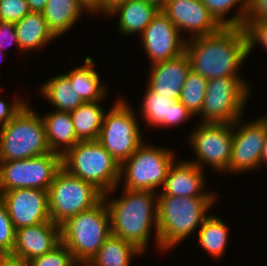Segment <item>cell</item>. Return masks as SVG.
Wrapping results in <instances>:
<instances>
[{
  "instance_id": "23",
  "label": "cell",
  "mask_w": 267,
  "mask_h": 266,
  "mask_svg": "<svg viewBox=\"0 0 267 266\" xmlns=\"http://www.w3.org/2000/svg\"><path fill=\"white\" fill-rule=\"evenodd\" d=\"M84 10L87 9L79 0H47L42 15L57 38L76 23Z\"/></svg>"
},
{
  "instance_id": "13",
  "label": "cell",
  "mask_w": 267,
  "mask_h": 266,
  "mask_svg": "<svg viewBox=\"0 0 267 266\" xmlns=\"http://www.w3.org/2000/svg\"><path fill=\"white\" fill-rule=\"evenodd\" d=\"M241 123V118L233 123L232 152L227 172L239 173L261 167V152L267 135V120L263 116L247 124ZM235 128H237L236 131Z\"/></svg>"
},
{
  "instance_id": "2",
  "label": "cell",
  "mask_w": 267,
  "mask_h": 266,
  "mask_svg": "<svg viewBox=\"0 0 267 266\" xmlns=\"http://www.w3.org/2000/svg\"><path fill=\"white\" fill-rule=\"evenodd\" d=\"M156 194L152 191L125 189L122 197H116L110 202L108 195L103 196L110 214L111 233L133 243L142 252L146 251L150 241L152 224L155 244L159 248Z\"/></svg>"
},
{
  "instance_id": "44",
  "label": "cell",
  "mask_w": 267,
  "mask_h": 266,
  "mask_svg": "<svg viewBox=\"0 0 267 266\" xmlns=\"http://www.w3.org/2000/svg\"><path fill=\"white\" fill-rule=\"evenodd\" d=\"M150 3L157 5L158 7L162 8L166 0H144Z\"/></svg>"
},
{
  "instance_id": "9",
  "label": "cell",
  "mask_w": 267,
  "mask_h": 266,
  "mask_svg": "<svg viewBox=\"0 0 267 266\" xmlns=\"http://www.w3.org/2000/svg\"><path fill=\"white\" fill-rule=\"evenodd\" d=\"M127 101L117 99L104 115L98 141L121 164L143 144L138 118Z\"/></svg>"
},
{
  "instance_id": "15",
  "label": "cell",
  "mask_w": 267,
  "mask_h": 266,
  "mask_svg": "<svg viewBox=\"0 0 267 266\" xmlns=\"http://www.w3.org/2000/svg\"><path fill=\"white\" fill-rule=\"evenodd\" d=\"M169 18L160 10L141 34L144 50L151 65L185 53L186 40Z\"/></svg>"
},
{
  "instance_id": "32",
  "label": "cell",
  "mask_w": 267,
  "mask_h": 266,
  "mask_svg": "<svg viewBox=\"0 0 267 266\" xmlns=\"http://www.w3.org/2000/svg\"><path fill=\"white\" fill-rule=\"evenodd\" d=\"M31 266H77L68 248L60 243L52 251L30 261Z\"/></svg>"
},
{
  "instance_id": "34",
  "label": "cell",
  "mask_w": 267,
  "mask_h": 266,
  "mask_svg": "<svg viewBox=\"0 0 267 266\" xmlns=\"http://www.w3.org/2000/svg\"><path fill=\"white\" fill-rule=\"evenodd\" d=\"M30 12L26 0L0 1V21L15 23L23 19Z\"/></svg>"
},
{
  "instance_id": "4",
  "label": "cell",
  "mask_w": 267,
  "mask_h": 266,
  "mask_svg": "<svg viewBox=\"0 0 267 266\" xmlns=\"http://www.w3.org/2000/svg\"><path fill=\"white\" fill-rule=\"evenodd\" d=\"M62 168L108 196L120 182V164L98 140L77 142L62 155Z\"/></svg>"
},
{
  "instance_id": "29",
  "label": "cell",
  "mask_w": 267,
  "mask_h": 266,
  "mask_svg": "<svg viewBox=\"0 0 267 266\" xmlns=\"http://www.w3.org/2000/svg\"><path fill=\"white\" fill-rule=\"evenodd\" d=\"M198 241L200 246L213 258H221L228 244V228L219 217L208 215L199 226Z\"/></svg>"
},
{
  "instance_id": "5",
  "label": "cell",
  "mask_w": 267,
  "mask_h": 266,
  "mask_svg": "<svg viewBox=\"0 0 267 266\" xmlns=\"http://www.w3.org/2000/svg\"><path fill=\"white\" fill-rule=\"evenodd\" d=\"M110 234V214L104 199L60 225L61 243L78 264L89 263Z\"/></svg>"
},
{
  "instance_id": "16",
  "label": "cell",
  "mask_w": 267,
  "mask_h": 266,
  "mask_svg": "<svg viewBox=\"0 0 267 266\" xmlns=\"http://www.w3.org/2000/svg\"><path fill=\"white\" fill-rule=\"evenodd\" d=\"M161 11L180 33L190 32L191 38L212 35L223 28L201 0H166Z\"/></svg>"
},
{
  "instance_id": "36",
  "label": "cell",
  "mask_w": 267,
  "mask_h": 266,
  "mask_svg": "<svg viewBox=\"0 0 267 266\" xmlns=\"http://www.w3.org/2000/svg\"><path fill=\"white\" fill-rule=\"evenodd\" d=\"M261 20H267V0H248V9L243 28L251 21Z\"/></svg>"
},
{
  "instance_id": "42",
  "label": "cell",
  "mask_w": 267,
  "mask_h": 266,
  "mask_svg": "<svg viewBox=\"0 0 267 266\" xmlns=\"http://www.w3.org/2000/svg\"><path fill=\"white\" fill-rule=\"evenodd\" d=\"M84 7L87 9V12H93L95 14L99 13V0H79Z\"/></svg>"
},
{
  "instance_id": "14",
  "label": "cell",
  "mask_w": 267,
  "mask_h": 266,
  "mask_svg": "<svg viewBox=\"0 0 267 266\" xmlns=\"http://www.w3.org/2000/svg\"><path fill=\"white\" fill-rule=\"evenodd\" d=\"M9 217L17 230L50 221L48 191L41 189H13L0 193Z\"/></svg>"
},
{
  "instance_id": "24",
  "label": "cell",
  "mask_w": 267,
  "mask_h": 266,
  "mask_svg": "<svg viewBox=\"0 0 267 266\" xmlns=\"http://www.w3.org/2000/svg\"><path fill=\"white\" fill-rule=\"evenodd\" d=\"M14 24L21 52L42 49L56 38L48 29L42 12H30Z\"/></svg>"
},
{
  "instance_id": "33",
  "label": "cell",
  "mask_w": 267,
  "mask_h": 266,
  "mask_svg": "<svg viewBox=\"0 0 267 266\" xmlns=\"http://www.w3.org/2000/svg\"><path fill=\"white\" fill-rule=\"evenodd\" d=\"M16 229L9 217L5 203L0 198V250L12 254L15 245Z\"/></svg>"
},
{
  "instance_id": "21",
  "label": "cell",
  "mask_w": 267,
  "mask_h": 266,
  "mask_svg": "<svg viewBox=\"0 0 267 266\" xmlns=\"http://www.w3.org/2000/svg\"><path fill=\"white\" fill-rule=\"evenodd\" d=\"M160 10L157 5L144 0H127L113 8L107 16L119 15L118 30L122 35L142 34Z\"/></svg>"
},
{
  "instance_id": "35",
  "label": "cell",
  "mask_w": 267,
  "mask_h": 266,
  "mask_svg": "<svg viewBox=\"0 0 267 266\" xmlns=\"http://www.w3.org/2000/svg\"><path fill=\"white\" fill-rule=\"evenodd\" d=\"M244 29L247 36L248 55L257 44H261L267 50V20L251 21Z\"/></svg>"
},
{
  "instance_id": "18",
  "label": "cell",
  "mask_w": 267,
  "mask_h": 266,
  "mask_svg": "<svg viewBox=\"0 0 267 266\" xmlns=\"http://www.w3.org/2000/svg\"><path fill=\"white\" fill-rule=\"evenodd\" d=\"M148 87L157 95L168 96L179 100L180 92L191 69L190 60L186 53L150 65Z\"/></svg>"
},
{
  "instance_id": "1",
  "label": "cell",
  "mask_w": 267,
  "mask_h": 266,
  "mask_svg": "<svg viewBox=\"0 0 267 266\" xmlns=\"http://www.w3.org/2000/svg\"><path fill=\"white\" fill-rule=\"evenodd\" d=\"M185 53L191 69L206 80L240 77V65L248 56L246 31L243 27H223L219 32L189 38Z\"/></svg>"
},
{
  "instance_id": "38",
  "label": "cell",
  "mask_w": 267,
  "mask_h": 266,
  "mask_svg": "<svg viewBox=\"0 0 267 266\" xmlns=\"http://www.w3.org/2000/svg\"><path fill=\"white\" fill-rule=\"evenodd\" d=\"M14 42L18 49H20L15 24L13 22L0 21V49L3 51L5 47Z\"/></svg>"
},
{
  "instance_id": "10",
  "label": "cell",
  "mask_w": 267,
  "mask_h": 266,
  "mask_svg": "<svg viewBox=\"0 0 267 266\" xmlns=\"http://www.w3.org/2000/svg\"><path fill=\"white\" fill-rule=\"evenodd\" d=\"M249 85L241 77L210 79L200 115L202 123H234L242 118L250 95Z\"/></svg>"
},
{
  "instance_id": "41",
  "label": "cell",
  "mask_w": 267,
  "mask_h": 266,
  "mask_svg": "<svg viewBox=\"0 0 267 266\" xmlns=\"http://www.w3.org/2000/svg\"><path fill=\"white\" fill-rule=\"evenodd\" d=\"M31 12H42L47 0H26Z\"/></svg>"
},
{
  "instance_id": "37",
  "label": "cell",
  "mask_w": 267,
  "mask_h": 266,
  "mask_svg": "<svg viewBox=\"0 0 267 266\" xmlns=\"http://www.w3.org/2000/svg\"><path fill=\"white\" fill-rule=\"evenodd\" d=\"M26 102L21 98L16 99L12 104L0 100V125L1 127L11 121L25 106Z\"/></svg>"
},
{
  "instance_id": "20",
  "label": "cell",
  "mask_w": 267,
  "mask_h": 266,
  "mask_svg": "<svg viewBox=\"0 0 267 266\" xmlns=\"http://www.w3.org/2000/svg\"><path fill=\"white\" fill-rule=\"evenodd\" d=\"M142 102L141 116L149 126L175 127L194 116L179 100L157 95L148 86Z\"/></svg>"
},
{
  "instance_id": "28",
  "label": "cell",
  "mask_w": 267,
  "mask_h": 266,
  "mask_svg": "<svg viewBox=\"0 0 267 266\" xmlns=\"http://www.w3.org/2000/svg\"><path fill=\"white\" fill-rule=\"evenodd\" d=\"M45 99L57 108V111L71 112L84 101L72 88L69 77L66 74L57 75L40 86Z\"/></svg>"
},
{
  "instance_id": "40",
  "label": "cell",
  "mask_w": 267,
  "mask_h": 266,
  "mask_svg": "<svg viewBox=\"0 0 267 266\" xmlns=\"http://www.w3.org/2000/svg\"><path fill=\"white\" fill-rule=\"evenodd\" d=\"M127 0H99V12L108 14L117 5L125 3Z\"/></svg>"
},
{
  "instance_id": "25",
  "label": "cell",
  "mask_w": 267,
  "mask_h": 266,
  "mask_svg": "<svg viewBox=\"0 0 267 266\" xmlns=\"http://www.w3.org/2000/svg\"><path fill=\"white\" fill-rule=\"evenodd\" d=\"M94 62L90 56L85 58V64L66 72L72 88L84 102L102 101L106 95V87L101 84L99 73L94 69Z\"/></svg>"
},
{
  "instance_id": "22",
  "label": "cell",
  "mask_w": 267,
  "mask_h": 266,
  "mask_svg": "<svg viewBox=\"0 0 267 266\" xmlns=\"http://www.w3.org/2000/svg\"><path fill=\"white\" fill-rule=\"evenodd\" d=\"M41 118L51 152L63 155L80 141L76 136L70 112L56 110Z\"/></svg>"
},
{
  "instance_id": "3",
  "label": "cell",
  "mask_w": 267,
  "mask_h": 266,
  "mask_svg": "<svg viewBox=\"0 0 267 266\" xmlns=\"http://www.w3.org/2000/svg\"><path fill=\"white\" fill-rule=\"evenodd\" d=\"M160 251H168L193 233L208 217L216 197L157 196Z\"/></svg>"
},
{
  "instance_id": "31",
  "label": "cell",
  "mask_w": 267,
  "mask_h": 266,
  "mask_svg": "<svg viewBox=\"0 0 267 266\" xmlns=\"http://www.w3.org/2000/svg\"><path fill=\"white\" fill-rule=\"evenodd\" d=\"M210 14L222 27H243L244 19L248 9V0H201ZM239 6L238 14L227 18L228 12L234 6ZM226 16V17H225Z\"/></svg>"
},
{
  "instance_id": "30",
  "label": "cell",
  "mask_w": 267,
  "mask_h": 266,
  "mask_svg": "<svg viewBox=\"0 0 267 266\" xmlns=\"http://www.w3.org/2000/svg\"><path fill=\"white\" fill-rule=\"evenodd\" d=\"M208 80L190 69L180 92L179 101L195 116L200 114Z\"/></svg>"
},
{
  "instance_id": "12",
  "label": "cell",
  "mask_w": 267,
  "mask_h": 266,
  "mask_svg": "<svg viewBox=\"0 0 267 266\" xmlns=\"http://www.w3.org/2000/svg\"><path fill=\"white\" fill-rule=\"evenodd\" d=\"M189 141L197 155L195 161L189 162L202 170L203 164L206 163L217 172L227 171L232 152L233 123L200 122L191 133Z\"/></svg>"
},
{
  "instance_id": "17",
  "label": "cell",
  "mask_w": 267,
  "mask_h": 266,
  "mask_svg": "<svg viewBox=\"0 0 267 266\" xmlns=\"http://www.w3.org/2000/svg\"><path fill=\"white\" fill-rule=\"evenodd\" d=\"M61 243L60 226L51 220L16 230L12 255L28 261L52 251Z\"/></svg>"
},
{
  "instance_id": "27",
  "label": "cell",
  "mask_w": 267,
  "mask_h": 266,
  "mask_svg": "<svg viewBox=\"0 0 267 266\" xmlns=\"http://www.w3.org/2000/svg\"><path fill=\"white\" fill-rule=\"evenodd\" d=\"M99 102H84L70 112L75 133L80 141L98 140L105 110Z\"/></svg>"
},
{
  "instance_id": "6",
  "label": "cell",
  "mask_w": 267,
  "mask_h": 266,
  "mask_svg": "<svg viewBox=\"0 0 267 266\" xmlns=\"http://www.w3.org/2000/svg\"><path fill=\"white\" fill-rule=\"evenodd\" d=\"M29 105L0 127V162L23 160L51 152L40 115Z\"/></svg>"
},
{
  "instance_id": "43",
  "label": "cell",
  "mask_w": 267,
  "mask_h": 266,
  "mask_svg": "<svg viewBox=\"0 0 267 266\" xmlns=\"http://www.w3.org/2000/svg\"><path fill=\"white\" fill-rule=\"evenodd\" d=\"M263 162L267 164V135H266L264 146L261 152V164L262 165H263Z\"/></svg>"
},
{
  "instance_id": "45",
  "label": "cell",
  "mask_w": 267,
  "mask_h": 266,
  "mask_svg": "<svg viewBox=\"0 0 267 266\" xmlns=\"http://www.w3.org/2000/svg\"><path fill=\"white\" fill-rule=\"evenodd\" d=\"M5 254L0 250V262H1V259L3 258Z\"/></svg>"
},
{
  "instance_id": "46",
  "label": "cell",
  "mask_w": 267,
  "mask_h": 266,
  "mask_svg": "<svg viewBox=\"0 0 267 266\" xmlns=\"http://www.w3.org/2000/svg\"><path fill=\"white\" fill-rule=\"evenodd\" d=\"M77 266H82L81 263L77 264ZM83 266H91L88 263H83Z\"/></svg>"
},
{
  "instance_id": "11",
  "label": "cell",
  "mask_w": 267,
  "mask_h": 266,
  "mask_svg": "<svg viewBox=\"0 0 267 266\" xmlns=\"http://www.w3.org/2000/svg\"><path fill=\"white\" fill-rule=\"evenodd\" d=\"M61 168L62 155L55 152L0 162V193L25 188L48 191Z\"/></svg>"
},
{
  "instance_id": "8",
  "label": "cell",
  "mask_w": 267,
  "mask_h": 266,
  "mask_svg": "<svg viewBox=\"0 0 267 266\" xmlns=\"http://www.w3.org/2000/svg\"><path fill=\"white\" fill-rule=\"evenodd\" d=\"M173 153L170 149L142 144L120 164V181L125 178L124 189L156 192L159 186L163 188L175 160Z\"/></svg>"
},
{
  "instance_id": "26",
  "label": "cell",
  "mask_w": 267,
  "mask_h": 266,
  "mask_svg": "<svg viewBox=\"0 0 267 266\" xmlns=\"http://www.w3.org/2000/svg\"><path fill=\"white\" fill-rule=\"evenodd\" d=\"M141 254L143 252L133 243L111 233L88 264L91 266H130L131 258Z\"/></svg>"
},
{
  "instance_id": "39",
  "label": "cell",
  "mask_w": 267,
  "mask_h": 266,
  "mask_svg": "<svg viewBox=\"0 0 267 266\" xmlns=\"http://www.w3.org/2000/svg\"><path fill=\"white\" fill-rule=\"evenodd\" d=\"M0 266H31V263L24 258L12 254H5L1 259Z\"/></svg>"
},
{
  "instance_id": "19",
  "label": "cell",
  "mask_w": 267,
  "mask_h": 266,
  "mask_svg": "<svg viewBox=\"0 0 267 266\" xmlns=\"http://www.w3.org/2000/svg\"><path fill=\"white\" fill-rule=\"evenodd\" d=\"M175 163L169 168L160 195L215 197L213 192L202 191L205 187L204 170L188 160Z\"/></svg>"
},
{
  "instance_id": "7",
  "label": "cell",
  "mask_w": 267,
  "mask_h": 266,
  "mask_svg": "<svg viewBox=\"0 0 267 266\" xmlns=\"http://www.w3.org/2000/svg\"><path fill=\"white\" fill-rule=\"evenodd\" d=\"M103 196L95 185L61 168L48 188L50 219L60 226L68 218L98 205Z\"/></svg>"
}]
</instances>
